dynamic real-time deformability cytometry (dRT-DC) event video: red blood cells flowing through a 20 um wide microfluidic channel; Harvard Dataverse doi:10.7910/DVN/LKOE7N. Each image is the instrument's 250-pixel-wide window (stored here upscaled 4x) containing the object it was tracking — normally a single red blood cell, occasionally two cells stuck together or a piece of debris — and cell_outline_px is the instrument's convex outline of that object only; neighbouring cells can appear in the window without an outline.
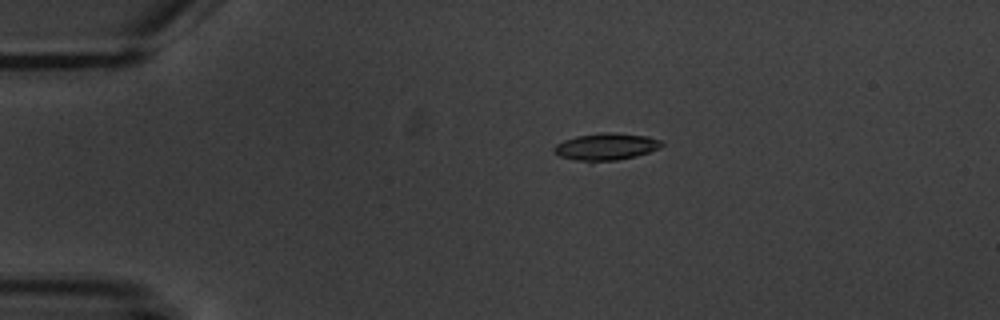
{"species": "common noctule bat (a hibernating species)", "species_latin": "Nyctalus noctula", "temperature_condition": "warm", "stored_images_in_passage": 5, "camera_frame_rate_fps": 3000, "um_per_image_px": 0.085, "animal": {"sex": "male", "body_mass_g": 20.1, "forearm_length_mm": 53.5}, "frame": {"image": 1, "passage_image": 4, "time_ms": 3.667, "image_size_px": [1000, 320], "cell_outline_px": [[664, 144], [660, 148], [636, 156], [616, 160], [592, 164], [560, 156], [552, 152], [552, 148], [556, 144], [564, 140], [576, 136], [600, 132], [608, 132], [648, 136], [660, 140]], "centroid_in_image_um": [51.47, 12.49], "position_along_channel_um": 33.5, "area_um2": 17.34}}